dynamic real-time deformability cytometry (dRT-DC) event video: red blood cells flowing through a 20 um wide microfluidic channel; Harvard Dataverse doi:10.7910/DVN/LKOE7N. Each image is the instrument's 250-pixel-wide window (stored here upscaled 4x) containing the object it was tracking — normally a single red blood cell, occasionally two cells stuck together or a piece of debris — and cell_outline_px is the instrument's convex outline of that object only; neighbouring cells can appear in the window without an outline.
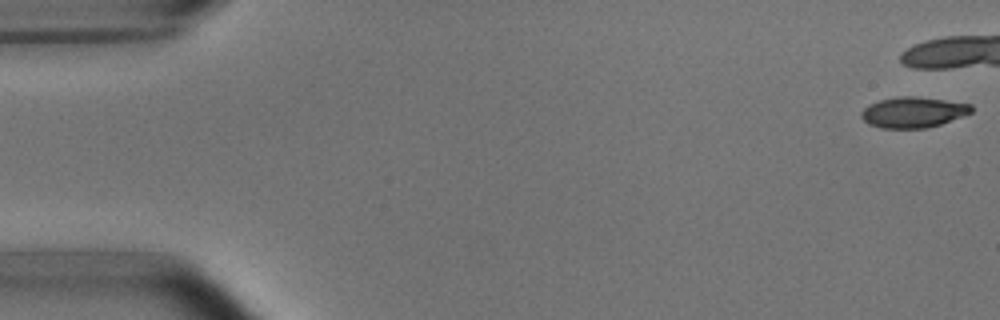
{"species": "common noctule bat (a hibernating species)", "species_latin": "Nyctalus noctula", "temperature_condition": "room temperature", "stored_images_in_passage": 3, "camera_frame_rate_fps": 3000, "um_per_image_px": 0.085, "animal": {"sex": "male", "body_mass_g": 15.6}, "frame": {"image": 1, "passage_image": 1, "time_ms": 0.0, "image_size_px": [1000, 320], "cell_outline_px": [[972, 112], [940, 124], [924, 128], [880, 128], [868, 124], [860, 116], [860, 112], [868, 104], [880, 100], [900, 96], [916, 96], [972, 104]], "centroid_in_image_um": [77.58, 9.54], "position_along_channel_um": 7.4, "area_um2": 19.59}}